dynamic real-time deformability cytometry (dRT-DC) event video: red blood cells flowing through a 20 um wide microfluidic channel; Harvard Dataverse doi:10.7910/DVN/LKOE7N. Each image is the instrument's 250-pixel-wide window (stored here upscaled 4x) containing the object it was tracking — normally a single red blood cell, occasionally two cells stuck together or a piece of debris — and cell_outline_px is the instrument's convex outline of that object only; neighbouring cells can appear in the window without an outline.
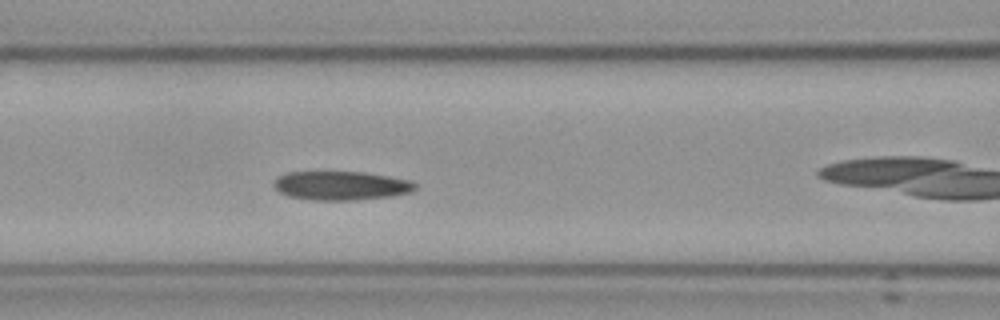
{"species": "Egyptian fruit bat (a non-hibernating species)", "species_latin": "Rousettus aegyptiacus", "temperature_condition": "cold", "stored_images_in_passage": 6, "camera_frame_rate_fps": 3000, "um_per_image_px": 0.085, "frame": {"image": 1, "passage_image": 5, "time_ms": 5.333, "image_size_px": [1000, 320], "cell_outline_px": [[416, 188], [408, 192], [392, 196], [356, 200], [316, 200], [288, 196], [280, 192], [272, 184], [280, 176], [288, 172], [364, 172], [388, 176], [408, 180], [416, 184]], "centroid_in_image_um": [28.98, 15.78], "position_along_channel_um": 137.6, "area_um2": 23.52}}